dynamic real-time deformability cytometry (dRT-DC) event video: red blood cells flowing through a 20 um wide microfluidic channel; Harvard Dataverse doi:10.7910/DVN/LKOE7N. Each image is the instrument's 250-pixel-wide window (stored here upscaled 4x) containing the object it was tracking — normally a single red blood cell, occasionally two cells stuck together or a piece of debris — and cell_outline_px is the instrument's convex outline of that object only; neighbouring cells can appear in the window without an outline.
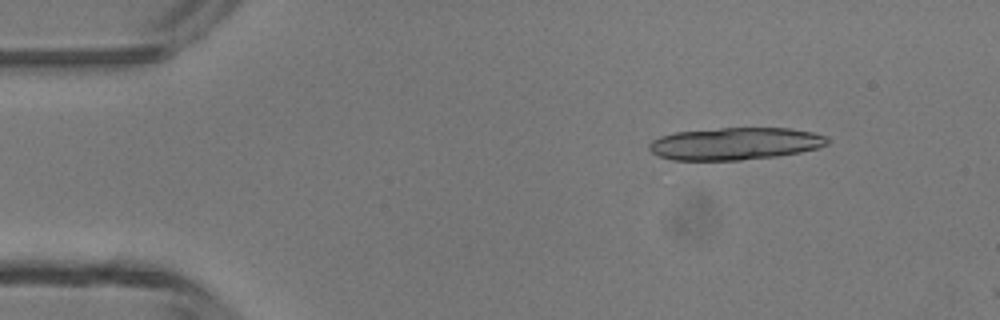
{"species": "common noctule bat (a hibernating species)", "species_latin": "Nyctalus noctula", "temperature_condition": "room temperature", "stored_images_in_passage": 3, "camera_frame_rate_fps": 3000, "um_per_image_px": 0.085, "animal": {"sex": "male", "body_mass_g": 13.3}, "frame": {"image": 1, "passage_image": 2, "time_ms": 1.333, "image_size_px": [1000, 320], "cell_outline_px": [[828, 144], [820, 148], [800, 152], [776, 156], [740, 160], [672, 160], [660, 156], [652, 152], [648, 148], [648, 144], [652, 140], [660, 136], [676, 132], [720, 128], [792, 128], [812, 132], [828, 136]], "centroid_in_image_um": [62.5, 12.21], "position_along_channel_um": 22.5, "area_um2": 33.7}}